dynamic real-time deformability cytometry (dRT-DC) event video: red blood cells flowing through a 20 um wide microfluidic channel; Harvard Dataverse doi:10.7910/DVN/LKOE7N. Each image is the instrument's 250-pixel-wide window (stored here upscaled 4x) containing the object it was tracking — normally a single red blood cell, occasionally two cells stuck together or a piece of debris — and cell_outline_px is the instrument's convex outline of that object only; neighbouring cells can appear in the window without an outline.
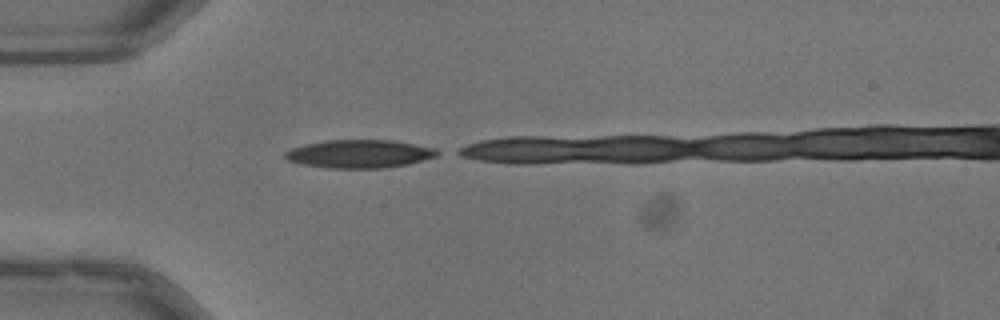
{"species": "common noctule bat (a hibernating species)", "species_latin": "Nyctalus noctula", "temperature_condition": "warm", "stored_images_in_passage": 5, "camera_frame_rate_fps": 3000, "um_per_image_px": 0.085, "animal": {"sex": "male", "body_mass_g": 13.3}, "frame": {"image": 1, "passage_image": 1, "time_ms": 0.0, "image_size_px": [1000, 320], "cell_outline_px": [[444, 152], [440, 156], [408, 164], [384, 168], [328, 168], [300, 164], [284, 160], [284, 152], [292, 148], [304, 144], [328, 140], [392, 140], [436, 148]], "centroid_in_image_um": [30.58, 13.08], "position_along_channel_um": 54.4, "area_um2": 25.37}}
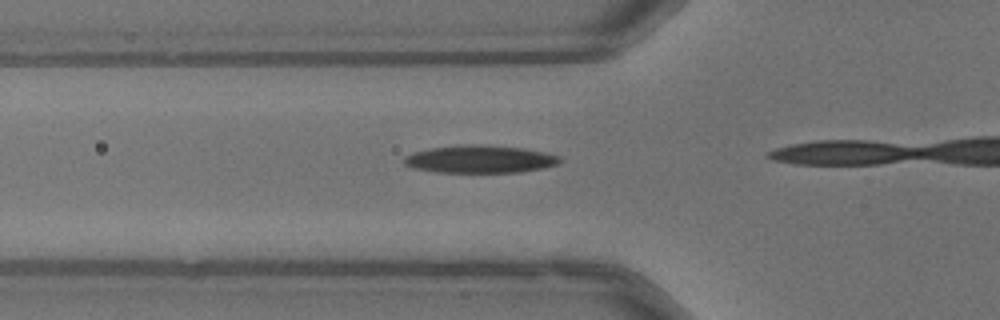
{"frame": {"image": 2, "passage_image": 4, "time_ms": 1.0, "image_size_px": [1000, 320], "cell_outline_px": [[560, 160], [556, 164], [544, 168], [520, 172], [436, 172], [412, 168], [404, 164], [404, 156], [412, 152], [428, 148], [456, 144], [480, 144], [524, 148], [544, 152], [560, 156]], "centroid_in_image_um": [40.74, 13.51], "position_along_channel_um": 85.1, "area_um2": 25.37}}